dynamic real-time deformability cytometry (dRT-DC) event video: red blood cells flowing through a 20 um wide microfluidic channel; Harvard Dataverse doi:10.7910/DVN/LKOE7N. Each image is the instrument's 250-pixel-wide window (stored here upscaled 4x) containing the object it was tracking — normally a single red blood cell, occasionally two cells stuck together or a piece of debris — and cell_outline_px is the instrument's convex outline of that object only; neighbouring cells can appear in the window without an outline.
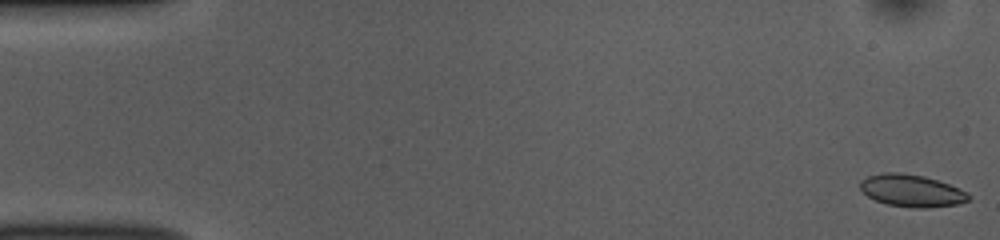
{"species": "common noctule bat (a hibernating species)", "species_latin": "Nyctalus noctula", "temperature_condition": "room temperature", "stored_images_in_passage": 52, "camera_frame_rate_fps": 3000, "um_per_image_px": 0.085, "animal": {"sex": "female", "body_mass_g": 10.0, "forearm_length_mm": 53.1}, "frame": {"image": 1, "passage_image": 1, "time_ms": 0.0, "image_size_px": [1000, 240], "cell_outline_px": [[972, 196], [968, 200], [956, 204], [928, 208], [912, 208], [888, 204], [876, 200], [868, 196], [860, 188], [860, 180], [868, 176], [884, 172], [900, 172], [924, 176], [960, 188], [968, 192]], "centroid_in_image_um": [77.5, 16.2], "position_along_channel_um": 7.5, "area_um2": 20.35}}
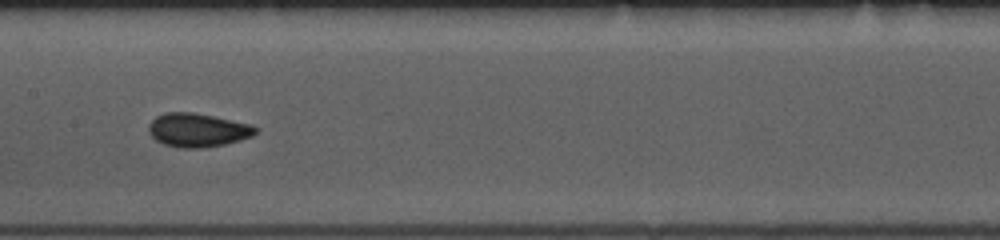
{"frame": {"image": 2, "passage_image": 26, "time_ms": 8.333, "image_size_px": [1000, 240], "cell_outline_px": [[256, 132], [252, 136], [240, 140], [224, 144], [200, 148], [180, 148], [164, 144], [156, 140], [148, 132], [148, 124], [156, 116], [164, 112], [192, 112], [252, 124], [256, 128]], "centroid_in_image_um": [16.77, 11.05], "position_along_channel_um": 190.6, "area_um2": 20.92}}
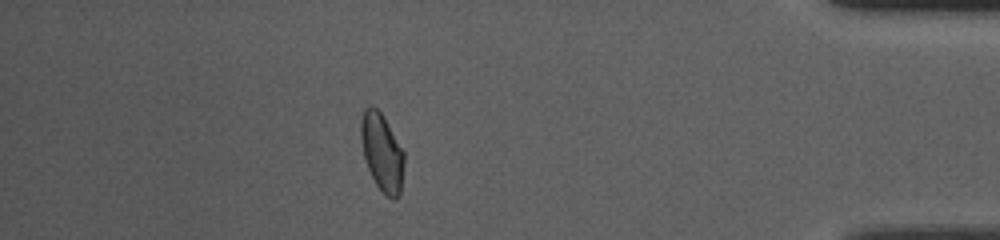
{"frame": {"image": 3, "passage_image": 46, "time_ms": 15.0, "image_size_px": [1000, 240], "cell_outline_px": [[404, 164], [400, 196], [392, 200], [376, 184], [368, 168], [364, 156], [360, 136], [360, 120], [364, 108], [368, 104], [372, 104], [380, 112], [404, 152]], "centroid_in_image_um": [32.45, 12.92], "position_along_channel_um": 402.7, "area_um2": 19.42}, "authors_computed_cell_mechanics": {"area_um2": 20.1144, "velocity_mm_per_s": 3.8237, "shape_relaxation_time_tau1_ms": 3.8786, "shape_relaxation_time_tau2_ms": 0.9002, "deformation_change_tau1": 0.0772, "deformation_change_tau2": 0.0488}}